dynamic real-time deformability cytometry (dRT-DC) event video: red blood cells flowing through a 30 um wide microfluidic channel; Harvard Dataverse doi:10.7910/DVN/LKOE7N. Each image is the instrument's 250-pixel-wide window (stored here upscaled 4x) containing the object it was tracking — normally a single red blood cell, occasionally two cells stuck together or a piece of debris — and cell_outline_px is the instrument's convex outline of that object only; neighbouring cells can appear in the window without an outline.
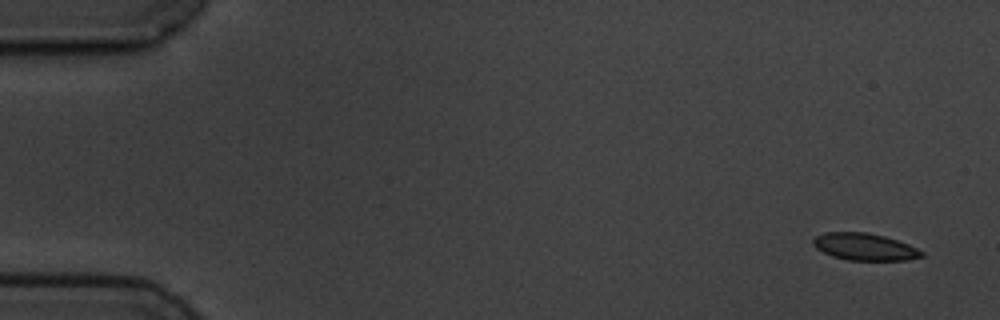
{"species": "common noctule bat (a hibernating species)", "species_latin": "Nyctalus noctula", "temperature_condition": "cold", "stored_images_in_passage": 3, "camera_frame_rate_fps": 3000, "um_per_image_px": 0.085, "animal": {"sex": "male", "body_mass_g": 19.5, "forearm_length_mm": 54.6}, "frame": {"image": 1, "passage_image": 1, "time_ms": 0.0, "image_size_px": [1000, 320], "cell_outline_px": [[924, 256], [908, 260], [848, 260], [832, 256], [816, 248], [812, 244], [812, 240], [816, 236], [824, 232], [868, 232], [884, 236], [908, 244], [924, 252]], "centroid_in_image_um": [73.48, 20.97], "position_along_channel_um": 11.5, "area_um2": 17.11}}